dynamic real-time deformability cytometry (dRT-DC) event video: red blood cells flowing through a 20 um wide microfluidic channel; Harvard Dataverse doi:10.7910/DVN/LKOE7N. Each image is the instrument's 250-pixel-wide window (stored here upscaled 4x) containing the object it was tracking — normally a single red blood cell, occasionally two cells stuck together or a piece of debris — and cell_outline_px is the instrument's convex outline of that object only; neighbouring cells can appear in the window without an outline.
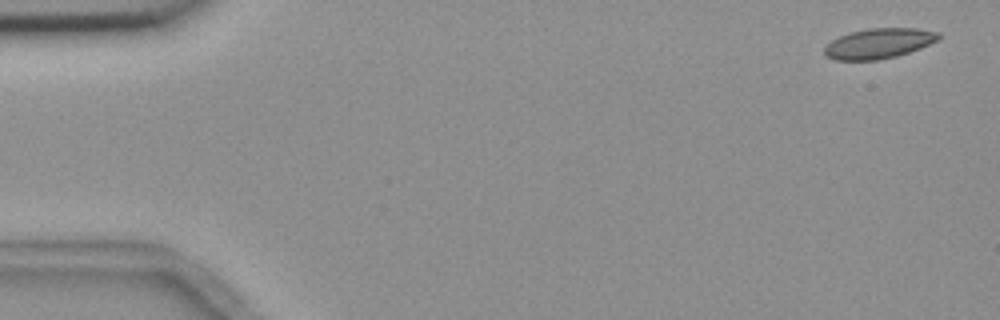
{"species": "common noctule bat (a hibernating species)", "species_latin": "Nyctalus noctula", "temperature_condition": "room temperature", "stored_images_in_passage": 6, "segment_of_instrument_passage": [1, 2], "camera_frame_rate_fps": 3000, "um_per_image_px": 0.085, "animal": {"sex": "female", "body_mass_g": 18.4}, "frame": {"image": 1, "passage_image": 1, "time_ms": 0.0, "image_size_px": [1000, 320], "cell_outline_px": [[940, 40], [920, 48], [896, 56], [876, 60], [836, 60], [828, 56], [824, 52], [824, 48], [832, 40], [840, 36], [852, 32], [872, 28], [916, 28], [940, 32]], "centroid_in_image_um": [74.74, 3.68], "position_along_channel_um": 10.3, "area_um2": 19.88}}
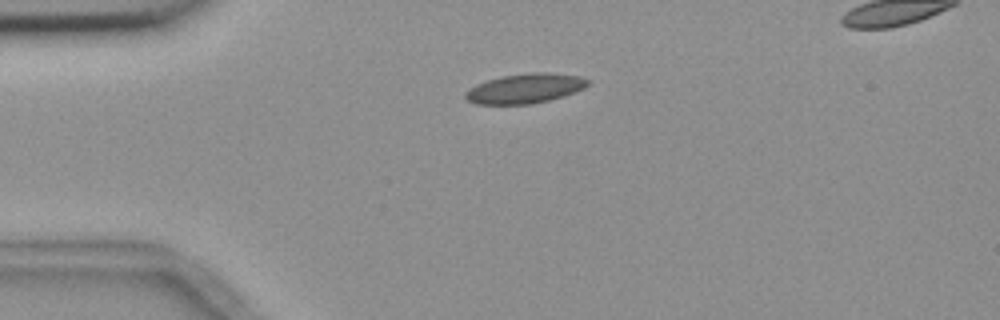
{"frame": {"image": 2, "passage_image": 4, "time_ms": 3.667, "image_size_px": [1000, 320], "cell_outline_px": [[592, 80], [584, 88], [564, 96], [532, 104], [476, 104], [468, 100], [464, 96], [464, 92], [468, 88], [476, 84], [488, 80], [504, 76], [532, 72], [548, 72], [580, 76]], "centroid_in_image_um": [44.64, 7.51], "position_along_channel_um": 40.4, "area_um2": 21.21}}